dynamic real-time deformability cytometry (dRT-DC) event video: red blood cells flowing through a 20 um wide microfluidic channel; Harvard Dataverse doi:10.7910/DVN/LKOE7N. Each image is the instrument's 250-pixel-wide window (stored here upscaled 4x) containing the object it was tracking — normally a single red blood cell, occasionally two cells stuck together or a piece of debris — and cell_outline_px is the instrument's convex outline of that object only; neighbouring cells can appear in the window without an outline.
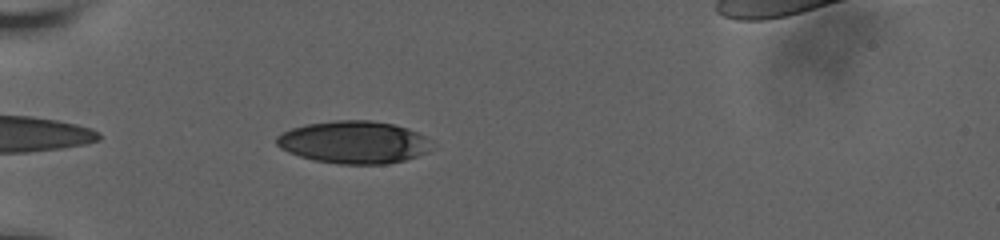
{"species": "human", "species_latin": "Homo sapiens", "temperature_condition": "room temperature", "stored_images_in_passage": 43, "camera_frame_rate_fps": 3000, "um_per_image_px": 0.085, "donor": {"sex": "male"}, "frame": {"image": 1, "passage_image": 3, "time_ms": 0.667, "image_size_px": [1000, 240], "cell_outline_px": [[432, 140], [424, 152], [416, 156], [404, 160], [384, 164], [340, 164], [312, 160], [288, 152], [280, 148], [276, 144], [276, 136], [292, 128], [308, 124], [336, 120], [372, 120], [392, 124], [408, 128]], "centroid_in_image_um": [30.03, 12.09], "position_along_channel_um": 55.0, "area_um2": 38.15}}
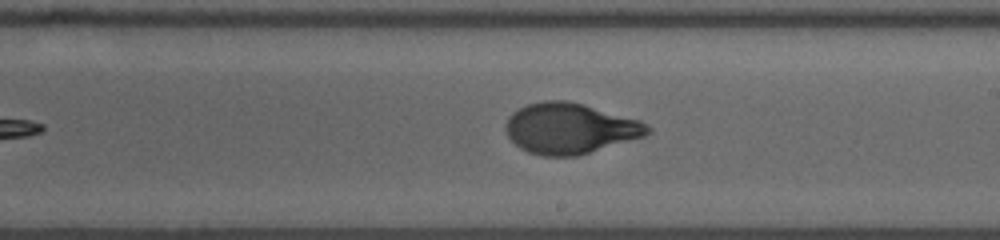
{"frame": {"image": 2, "passage_image": 20, "time_ms": 6.333, "image_size_px": [1000, 240], "cell_outline_px": [[652, 132], [644, 136], [576, 156], [540, 156], [528, 152], [520, 148], [508, 136], [504, 128], [504, 124], [508, 116], [512, 112], [528, 104], [544, 100], [564, 100], [584, 104], [640, 120], [652, 128]], "centroid_in_image_um": [48.42, 10.91], "position_along_channel_um": 240.6, "area_um2": 41.91}}
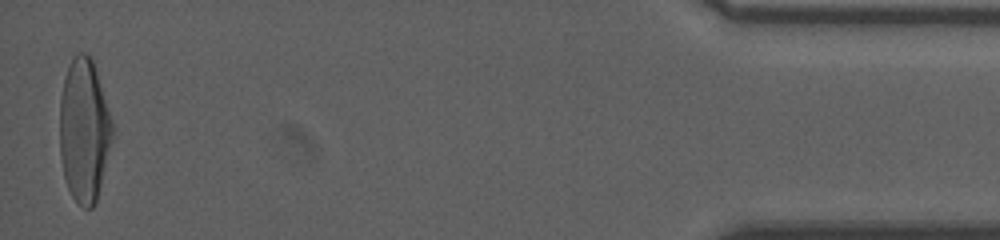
{"frame": {"image": 3, "passage_image": 42, "time_ms": 13.667, "image_size_px": [1000, 240], "cell_outline_px": [[116, 136], [96, 200], [92, 208], [84, 208], [72, 196], [68, 188], [64, 176], [60, 156], [60, 100], [64, 80], [72, 56], [76, 52], [84, 52], [92, 60], [112, 120]], "centroid_in_image_um": [7.18, 11.11], "position_along_channel_um": 428.0, "area_um2": 44.27}, "authors_computed_cell_mechanics": {"area_um2": 41.5004, "velocity_mm_per_s": 3.6319, "shape_relaxation_time_tau1_ms": 3.8854, "shape_relaxation_time_tau2_ms": null, "deformation_change_tau1": 0.2169, "deformation_change_tau2": null}}